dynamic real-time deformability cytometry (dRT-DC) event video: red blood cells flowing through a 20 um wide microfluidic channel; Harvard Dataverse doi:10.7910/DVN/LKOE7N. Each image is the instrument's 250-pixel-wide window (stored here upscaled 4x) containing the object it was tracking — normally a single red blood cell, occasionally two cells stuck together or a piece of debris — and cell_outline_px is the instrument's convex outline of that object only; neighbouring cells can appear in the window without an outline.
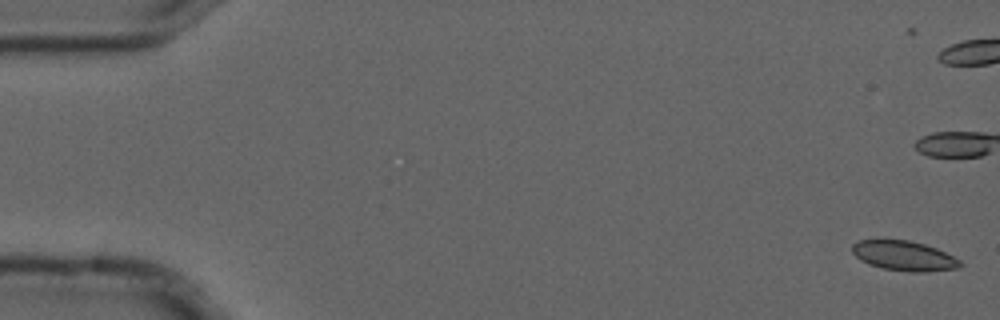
{"species": "common noctule bat (a hibernating species)", "species_latin": "Nyctalus noctula", "temperature_condition": "cold", "stored_images_in_passage": 7, "camera_frame_rate_fps": 3000, "um_per_image_px": 0.085, "animal": {"sex": "male", "forearm_length_mm": 52.5}, "frame": {"image": 1, "passage_image": 1, "time_ms": 0.0, "image_size_px": [1000, 320], "cell_outline_px": [[964, 264], [960, 268], [924, 272], [912, 272], [884, 268], [868, 264], [860, 260], [852, 252], [852, 244], [860, 240], [876, 236], [880, 236], [908, 240], [924, 244], [936, 248], [960, 260]], "centroid_in_image_um": [76.78, 21.69], "position_along_channel_um": 8.2, "area_um2": 19.42}}
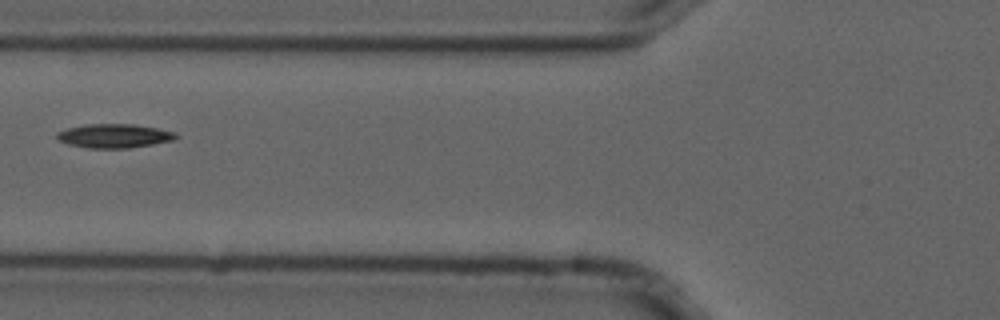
{"frame": {"image": 2, "passage_image": 7, "time_ms": 2.0, "image_size_px": [1000, 320], "cell_outline_px": [[180, 136], [172, 140], [152, 144], [128, 148], [88, 148], [68, 144], [60, 140], [56, 136], [56, 132], [68, 128], [84, 124], [136, 124], [176, 132]], "centroid_in_image_um": [9.71, 11.54], "position_along_channel_um": 116.1, "area_um2": 16.59}}